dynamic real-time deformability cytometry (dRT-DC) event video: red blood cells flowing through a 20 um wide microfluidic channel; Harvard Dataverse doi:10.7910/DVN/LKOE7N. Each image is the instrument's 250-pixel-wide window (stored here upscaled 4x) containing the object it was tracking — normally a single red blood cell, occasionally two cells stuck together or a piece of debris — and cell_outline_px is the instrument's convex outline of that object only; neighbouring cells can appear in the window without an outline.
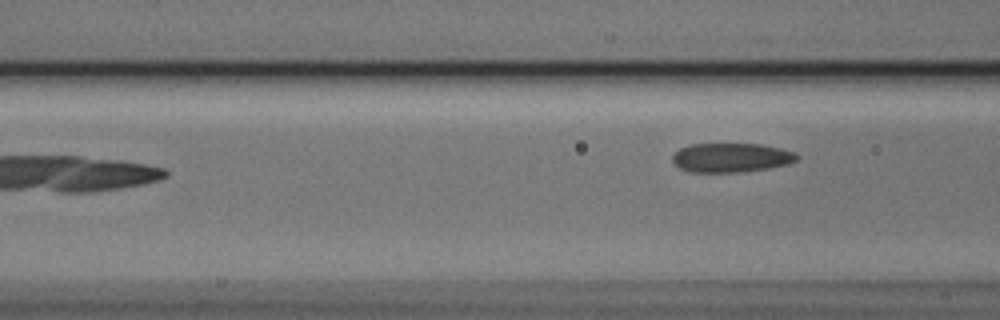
{"species": "Egyptian fruit bat (a non-hibernating species)", "species_latin": "Rousettus aegyptiacus", "temperature_condition": "cold", "stored_images_in_passage": 5, "camera_frame_rate_fps": 3000, "um_per_image_px": 0.085, "animal": {"sex": "male"}, "frame": {"image": 1, "passage_image": 5, "time_ms": 1.333, "image_size_px": [1000, 320], "cell_outline_px": [[800, 156], [796, 160], [788, 164], [768, 168], [740, 172], [692, 172], [680, 168], [672, 160], [672, 156], [680, 148], [692, 144], [760, 144], [780, 148], [796, 152]], "centroid_in_image_um": [62.18, 13.39], "position_along_channel_um": 104.4, "area_um2": 21.1}}